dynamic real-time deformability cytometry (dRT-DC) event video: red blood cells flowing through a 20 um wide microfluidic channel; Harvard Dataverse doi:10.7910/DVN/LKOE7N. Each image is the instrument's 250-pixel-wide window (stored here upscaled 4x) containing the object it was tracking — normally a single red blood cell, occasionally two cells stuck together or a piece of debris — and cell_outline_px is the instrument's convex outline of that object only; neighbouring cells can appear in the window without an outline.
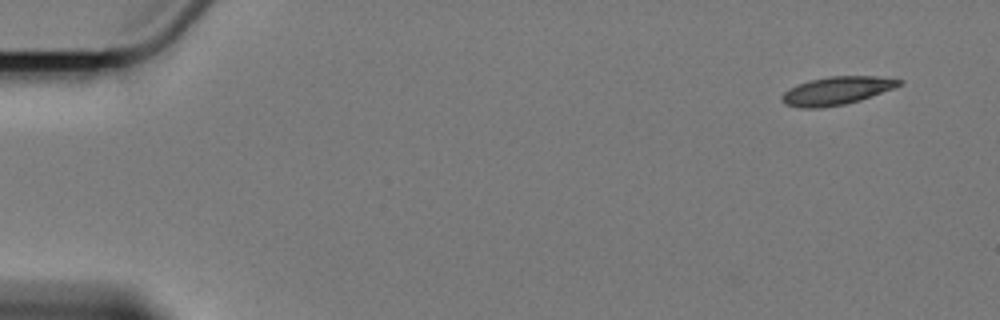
{"species": "Egyptian fruit bat (a non-hibernating species)", "species_latin": "Rousettus aegyptiacus", "temperature_condition": "cold", "stored_images_in_passage": 15, "camera_frame_rate_fps": 3000, "um_per_image_px": 0.085, "animal": {"sex": "female"}, "frame": {"image": 1, "passage_image": 1, "time_ms": 0.0, "image_size_px": [1000, 320], "cell_outline_px": [[904, 80], [900, 84], [892, 88], [860, 100], [844, 104], [820, 108], [800, 108], [784, 104], [780, 100], [780, 96], [788, 88], [812, 80], [828, 76], [876, 76]], "centroid_in_image_um": [71.06, 7.72], "position_along_channel_um": 13.9, "area_um2": 19.02}}
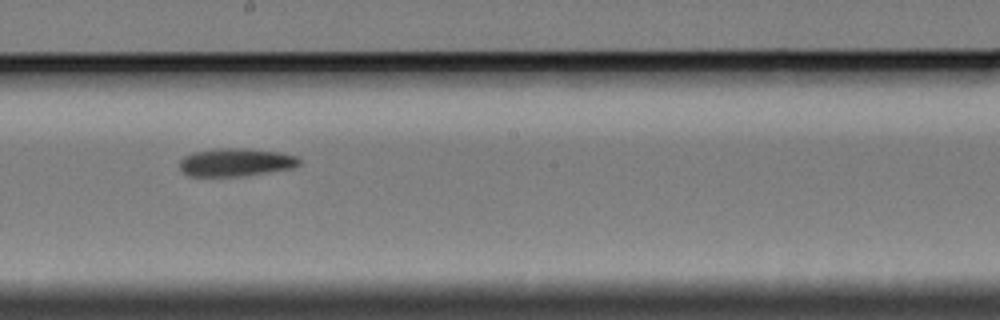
{"frame": {"image": 2, "passage_image": 9, "time_ms": 10.0, "image_size_px": [1000, 320], "cell_outline_px": [[300, 164], [292, 168], [240, 176], [188, 176], [180, 168], [180, 160], [184, 156], [192, 152], [220, 148], [244, 148], [280, 152], [296, 156], [300, 160]], "centroid_in_image_um": [20.02, 13.78], "position_along_channel_um": 228.2, "area_um2": 19.42}}
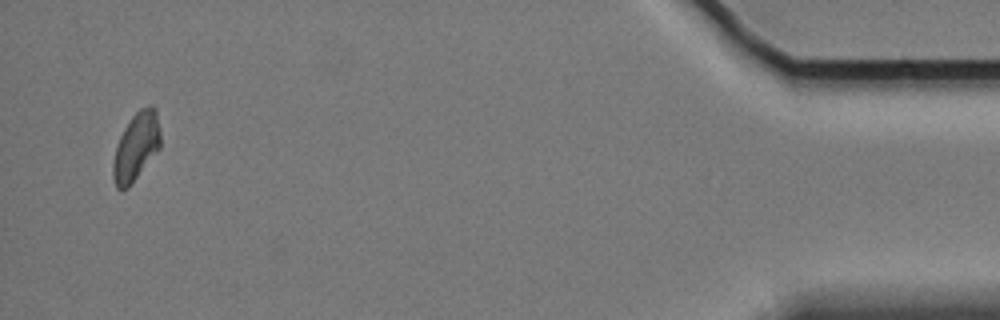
{"frame": {"image": 3, "passage_image": 15, "time_ms": 18.0, "image_size_px": [1000, 320], "cell_outline_px": [[160, 148], [128, 188], [116, 188], [112, 176], [112, 164], [116, 148], [120, 136], [124, 128], [132, 116], [140, 108], [148, 104], [152, 104], [156, 108], [160, 132]], "centroid_in_image_um": [11.58, 12.44], "position_along_channel_um": 423.6, "area_um2": 18.79}, "authors_computed_cell_mechanics": {"area_um2": 19.3052, "velocity_mm_per_s": 3.377, "shape_relaxation_time_tau1_ms": 4.2001, "shape_relaxation_time_tau2_ms": 3.314, "deformation_change_tau1": 0.0906, "deformation_change_tau2": 0.0929}}